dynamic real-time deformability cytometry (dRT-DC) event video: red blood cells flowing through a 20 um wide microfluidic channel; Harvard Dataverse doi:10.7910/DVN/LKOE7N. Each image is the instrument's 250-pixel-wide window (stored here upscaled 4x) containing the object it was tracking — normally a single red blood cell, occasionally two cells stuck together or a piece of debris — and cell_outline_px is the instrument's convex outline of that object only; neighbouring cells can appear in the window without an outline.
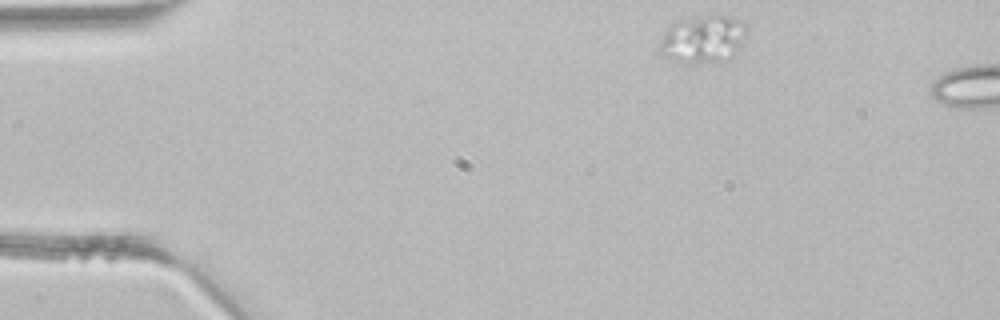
{"species": "common noctule bat (a hibernating species)", "species_latin": "Nyctalus noctula", "temperature_condition": "room temperature", "stored_images_in_passage": 4, "camera_frame_rate_fps": 3000, "um_per_image_px": 0.085, "animal": {"sex": "male", "body_mass_g": 21.5, "forearm_length_mm": 52.0}, "frame": {"image": 1, "passage_image": 1, "time_ms": 0.0, "image_size_px": [1000, 320], "cell_outline_px": [[744, 44], [728, 60], [676, 60], [660, 56], [656, 52], [660, 40], [664, 32], [676, 20], [704, 16], [728, 16], [744, 24]], "centroid_in_image_um": [59.69, 3.31], "position_along_channel_um": 25.3, "area_um2": 23.47}}